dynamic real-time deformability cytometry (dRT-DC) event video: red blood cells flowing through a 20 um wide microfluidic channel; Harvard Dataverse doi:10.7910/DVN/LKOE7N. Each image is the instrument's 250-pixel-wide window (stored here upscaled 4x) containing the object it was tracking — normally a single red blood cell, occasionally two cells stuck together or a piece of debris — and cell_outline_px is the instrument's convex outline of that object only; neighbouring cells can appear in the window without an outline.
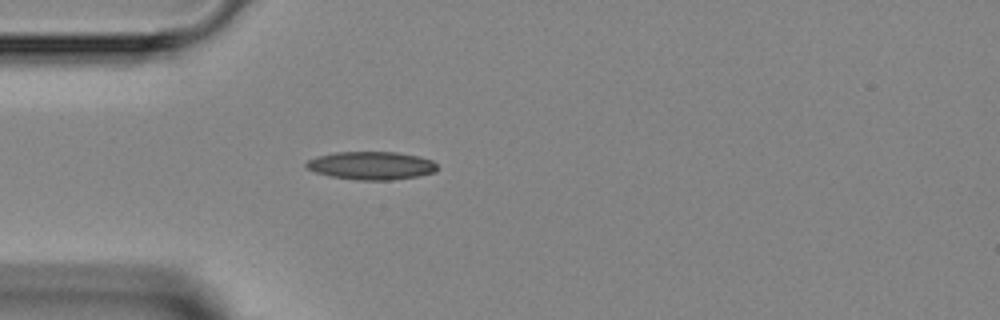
{"species": "Egyptian fruit bat (a non-hibernating species)", "species_latin": "Rousettus aegyptiacus", "temperature_condition": "room temperature", "stored_images_in_passage": 34, "camera_frame_rate_fps": 3000, "um_per_image_px": 0.085, "animal": {"sex": "female"}, "frame": {"image": 1, "passage_image": 1, "time_ms": 0.0, "image_size_px": [1000, 320], "cell_outline_px": [[440, 168], [436, 172], [416, 176], [392, 180], [356, 180], [328, 176], [316, 172], [308, 168], [304, 164], [308, 160], [316, 156], [336, 152], [396, 152], [420, 156], [432, 160]], "centroid_in_image_um": [31.58, 14.07], "position_along_channel_um": 53.4, "area_um2": 21.62}}
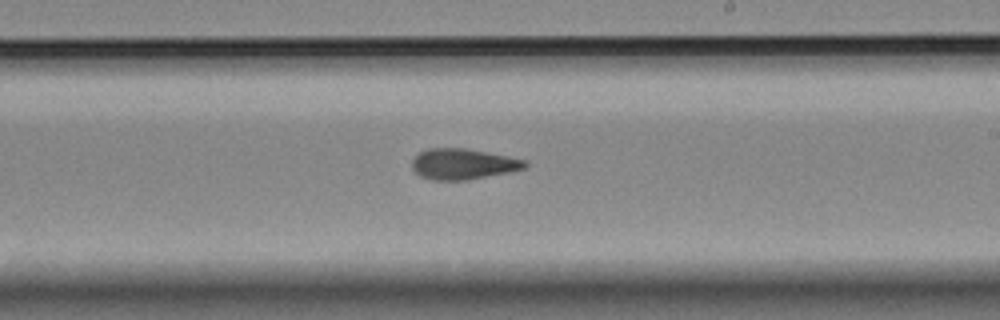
{"frame": {"image": 2, "passage_image": 15, "time_ms": 4.667, "image_size_px": [1000, 320], "cell_outline_px": [[528, 164], [524, 168], [508, 172], [468, 180], [432, 180], [420, 176], [412, 168], [412, 160], [420, 152], [428, 148], [464, 148], [528, 160]], "centroid_in_image_um": [39.35, 13.94], "position_along_channel_um": 249.7, "area_um2": 20.11}}
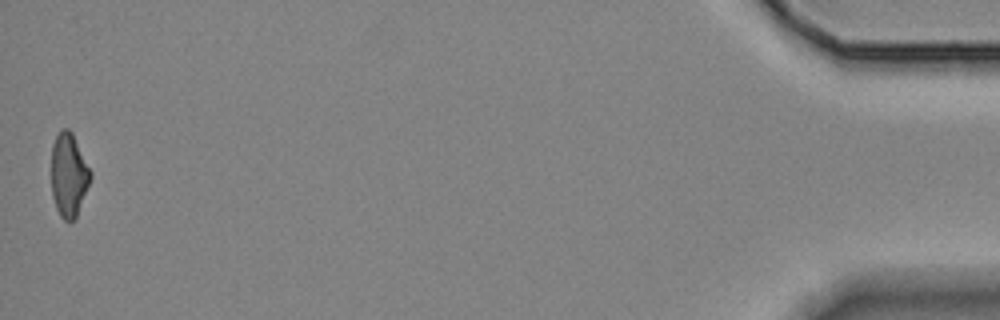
{"frame": {"image": 3, "passage_image": 34, "time_ms": 11.0, "image_size_px": [1000, 320], "cell_outline_px": [[92, 176], [76, 216], [72, 220], [64, 220], [60, 216], [56, 208], [52, 196], [52, 144], [60, 128], [68, 128], [72, 132], [92, 172]], "centroid_in_image_um": [5.84, 14.83], "position_along_channel_um": 429.4, "area_um2": 18.96}}